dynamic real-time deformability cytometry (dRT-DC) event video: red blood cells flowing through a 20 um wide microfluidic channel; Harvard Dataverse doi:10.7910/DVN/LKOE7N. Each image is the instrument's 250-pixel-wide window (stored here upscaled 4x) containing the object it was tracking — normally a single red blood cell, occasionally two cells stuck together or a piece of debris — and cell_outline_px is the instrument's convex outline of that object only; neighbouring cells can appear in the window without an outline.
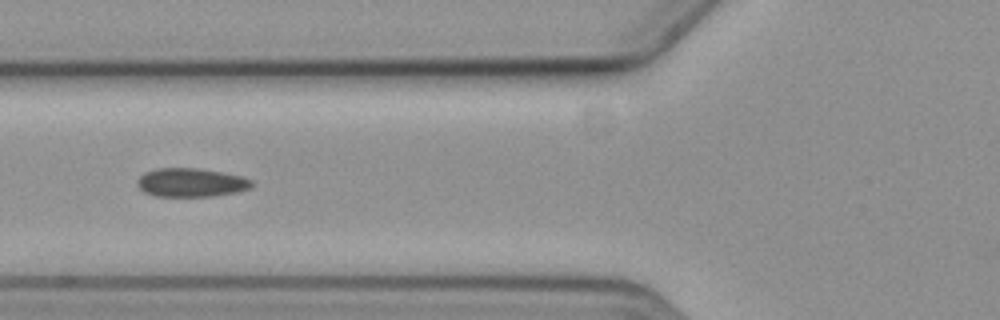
{"species": "common noctule bat (a hibernating species)", "species_latin": "Nyctalus noctula", "temperature_condition": "cold", "stored_images_in_passage": 7, "camera_frame_rate_fps": 3000, "um_per_image_px": 0.085, "animal": {"sex": "female", "body_mass_g": 19.3, "forearm_length_mm": 54.1}, "frame": {"image": 1, "passage_image": 3, "time_ms": 2.333, "image_size_px": [1000, 320], "cell_outline_px": [[256, 184], [252, 188], [236, 192], [212, 196], [156, 196], [144, 192], [136, 184], [136, 180], [144, 172], [156, 168], [196, 168], [224, 172], [244, 176], [252, 180]], "centroid_in_image_um": [16.28, 15.51], "position_along_channel_um": 109.5, "area_um2": 19.42}}
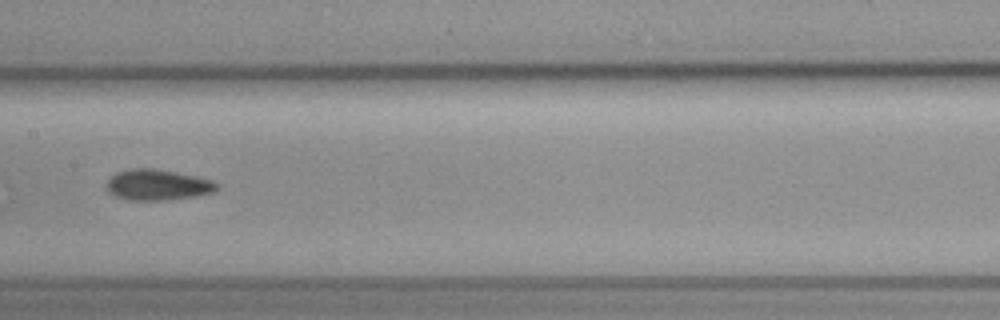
{"frame": {"image": 2, "passage_image": 5, "time_ms": 4.667, "image_size_px": [1000, 320], "cell_outline_px": [[220, 188], [216, 192], [196, 196], [164, 200], [124, 200], [112, 196], [104, 188], [108, 180], [116, 172], [132, 168], [152, 168], [176, 172], [196, 176], [212, 180], [220, 184]], "centroid_in_image_um": [13.39, 15.72], "position_along_channel_um": 194.0, "area_um2": 20.23}}